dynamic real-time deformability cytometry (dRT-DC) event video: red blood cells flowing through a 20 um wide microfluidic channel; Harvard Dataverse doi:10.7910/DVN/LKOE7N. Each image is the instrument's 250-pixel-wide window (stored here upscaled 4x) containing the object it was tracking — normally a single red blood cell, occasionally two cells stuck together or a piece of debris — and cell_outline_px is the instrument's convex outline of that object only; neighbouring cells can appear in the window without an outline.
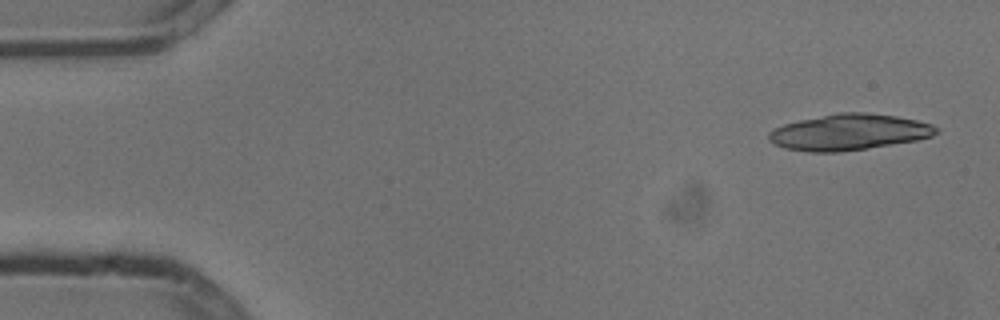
{"species": "common noctule bat (a hibernating species)", "species_latin": "Nyctalus noctula", "temperature_condition": "cold", "stored_images_in_passage": 5, "camera_frame_rate_fps": 3000, "um_per_image_px": 0.085, "animal": {"sex": "male", "body_mass_g": 13.3}, "frame": {"image": 1, "passage_image": 1, "time_ms": 0.0, "image_size_px": [1000, 320], "cell_outline_px": [[940, 132], [932, 136], [916, 140], [864, 148], [836, 152], [808, 152], [784, 148], [772, 144], [768, 140], [768, 132], [784, 124], [800, 120], [840, 112], [864, 112], [896, 116], [916, 120], [932, 124], [940, 128]], "centroid_in_image_um": [72.16, 11.23], "position_along_channel_um": 12.8, "area_um2": 35.03}}
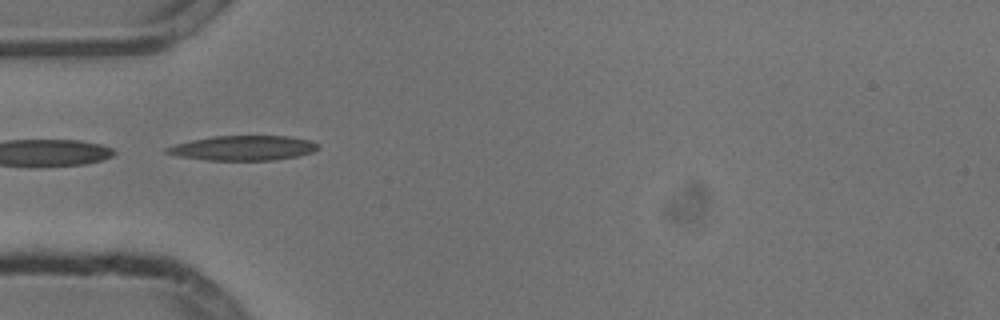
{"frame": {"image": 2, "passage_image": 5, "time_ms": 1.333, "image_size_px": [1000, 320], "cell_outline_px": [[320, 148], [312, 152], [296, 156], [272, 160], [204, 160], [180, 156], [164, 152], [164, 148], [176, 144], [192, 140], [212, 136], [288, 136], [308, 140], [320, 144]], "centroid_in_image_um": [20.67, 12.58], "position_along_channel_um": 64.3, "area_um2": 21.73}}